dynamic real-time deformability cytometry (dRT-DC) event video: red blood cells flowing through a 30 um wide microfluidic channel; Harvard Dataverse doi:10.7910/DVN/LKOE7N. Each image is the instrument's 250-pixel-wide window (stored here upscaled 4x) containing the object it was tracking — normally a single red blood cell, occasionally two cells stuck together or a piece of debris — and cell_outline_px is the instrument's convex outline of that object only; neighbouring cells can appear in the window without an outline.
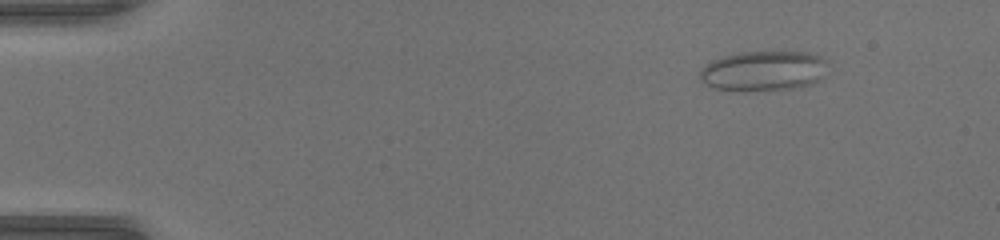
{"species": "common noctule bat (a hibernating species)", "species_latin": "Nyctalus noctula", "temperature_condition": "warm", "stored_images_in_passage": 45, "camera_frame_rate_fps": 3000, "um_per_image_px": 0.085, "animal": {"sex": "female", "body_mass_g": 17.0, "forearm_length_mm": 48.0}, "frame": {"image": 1, "passage_image": 1, "time_ms": 0.0, "image_size_px": [1000, 240], "cell_outline_px": [[828, 64], [820, 76], [812, 84], [796, 88], [744, 92], [716, 88], [700, 80], [700, 72], [712, 60], [724, 56], [740, 52], [808, 52], [820, 56], [828, 60]], "centroid_in_image_um": [64.91, 6.03], "position_along_channel_um": 20.1, "area_um2": 29.77}}
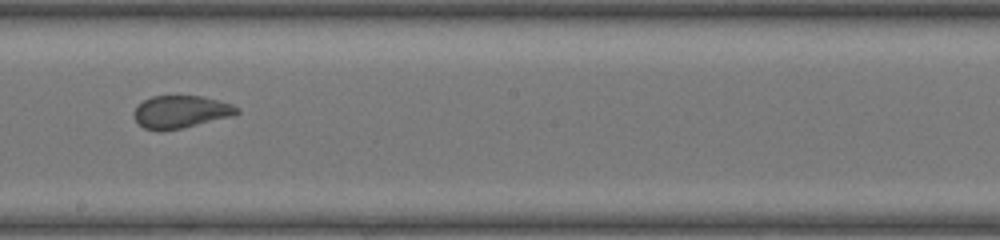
{"frame": {"image": 2, "passage_image": 24, "time_ms": 7.667, "image_size_px": [1000, 240], "cell_outline_px": [[240, 112], [232, 116], [180, 128], [144, 128], [132, 116], [132, 112], [144, 100], [152, 96], [200, 96], [232, 104], [240, 108]], "centroid_in_image_um": [15.39, 9.47], "position_along_channel_um": 232.8, "area_um2": 18.9}}
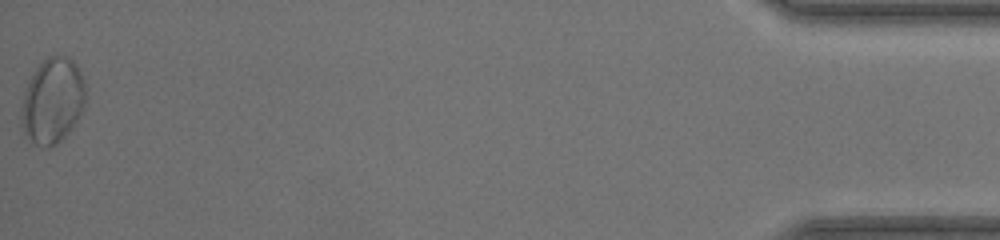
{"frame": {"image": 3, "passage_image": 45, "time_ms": 14.667, "image_size_px": [1000, 240], "cell_outline_px": [[84, 104], [80, 116], [72, 128], [56, 144], [48, 148], [44, 148], [36, 144], [24, 132], [24, 92], [28, 80], [36, 68], [48, 56], [68, 56], [76, 64], [84, 80]], "centroid_in_image_um": [4.51, 8.54], "position_along_channel_um": 430.7, "area_um2": 31.21}}